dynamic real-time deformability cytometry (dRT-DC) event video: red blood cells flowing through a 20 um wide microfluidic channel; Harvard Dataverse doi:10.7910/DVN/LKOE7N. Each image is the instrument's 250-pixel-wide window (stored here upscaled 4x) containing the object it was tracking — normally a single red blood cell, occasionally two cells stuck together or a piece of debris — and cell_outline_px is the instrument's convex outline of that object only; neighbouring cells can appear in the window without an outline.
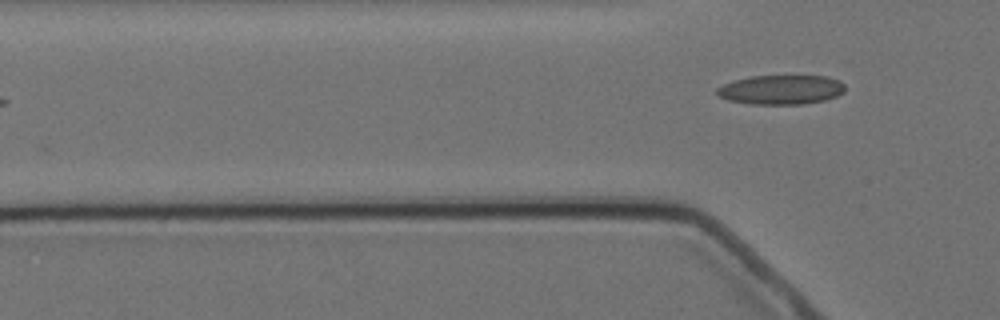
{"species": "Egyptian fruit bat (a non-hibernating species)", "species_latin": "Rousettus aegyptiacus", "temperature_condition": "cold", "stored_images_in_passage": 3, "camera_frame_rate_fps": 3000, "um_per_image_px": 0.085, "animal": {"sex": "female"}, "frame": {"image": 1, "passage_image": 3, "time_ms": 2.333, "image_size_px": [1000, 320], "cell_outline_px": [[844, 92], [836, 96], [824, 100], [800, 104], [752, 104], [728, 100], [716, 96], [716, 88], [724, 84], [736, 80], [752, 76], [828, 76], [840, 80], [844, 84]], "centroid_in_image_um": [66.38, 7.62], "position_along_channel_um": 59.4, "area_um2": 21.91}}